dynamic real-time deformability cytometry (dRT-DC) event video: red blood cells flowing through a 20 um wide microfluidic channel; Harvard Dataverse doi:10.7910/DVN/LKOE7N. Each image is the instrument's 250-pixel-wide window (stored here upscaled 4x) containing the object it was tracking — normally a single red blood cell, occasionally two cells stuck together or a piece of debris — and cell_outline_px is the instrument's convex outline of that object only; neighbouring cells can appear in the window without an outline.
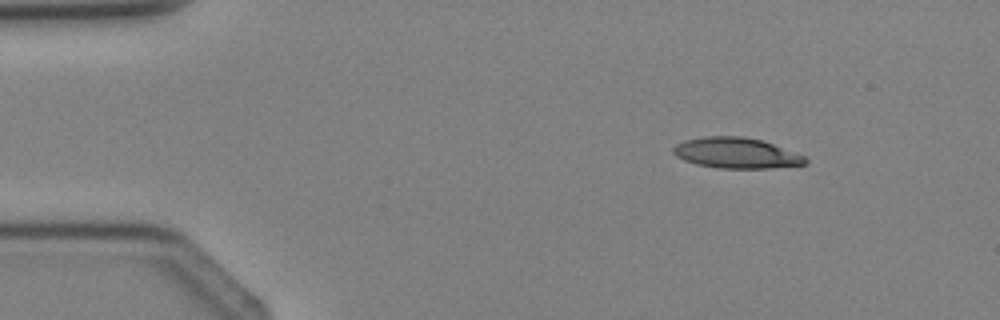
{"species": "Egyptian fruit bat (a non-hibernating species)", "species_latin": "Rousettus aegyptiacus", "temperature_condition": "cold", "stored_images_in_passage": 3, "camera_frame_rate_fps": 3000, "um_per_image_px": 0.085, "animal": {"sex": "female"}, "frame": {"image": 1, "passage_image": 1, "time_ms": 0.0, "image_size_px": [1000, 320], "cell_outline_px": [[808, 164], [768, 168], [720, 168], [696, 164], [684, 160], [676, 156], [672, 152], [672, 148], [676, 144], [684, 140], [704, 136], [740, 136], [760, 140], [772, 144], [804, 156], [808, 160]], "centroid_in_image_um": [62.54, 13.01], "position_along_channel_um": 22.5, "area_um2": 23.41}}
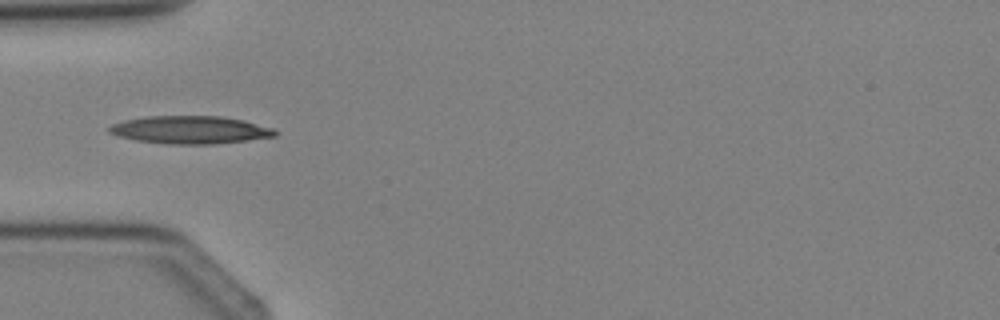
{"frame": {"image": 2, "passage_image": 3, "time_ms": 2.333, "image_size_px": [1000, 320], "cell_outline_px": [[276, 136], [248, 140], [212, 144], [168, 144], [136, 140], [120, 136], [108, 132], [108, 128], [112, 124], [124, 120], [148, 116], [220, 116], [244, 120], [272, 128], [276, 132]], "centroid_in_image_um": [16.16, 11.03], "position_along_channel_um": 68.8, "area_um2": 26.7}}